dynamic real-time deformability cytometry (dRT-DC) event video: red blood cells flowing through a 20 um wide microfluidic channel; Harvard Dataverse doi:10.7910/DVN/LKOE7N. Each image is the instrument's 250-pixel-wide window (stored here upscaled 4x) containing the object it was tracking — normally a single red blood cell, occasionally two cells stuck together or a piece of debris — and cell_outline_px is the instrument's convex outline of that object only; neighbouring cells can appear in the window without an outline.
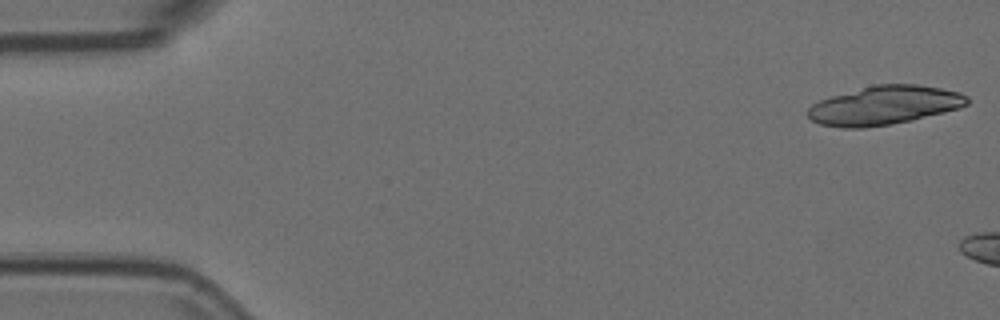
{"species": "Egyptian fruit bat (a non-hibernating species)", "species_latin": "Rousettus aegyptiacus", "temperature_condition": "room temperature", "stored_images_in_passage": 6, "camera_frame_rate_fps": 3000, "um_per_image_px": 0.085, "animal": {"sex": "female"}, "frame": {"image": 1, "passage_image": 1, "time_ms": 0.0, "image_size_px": [1000, 320], "cell_outline_px": [[968, 104], [960, 108], [912, 120], [892, 124], [864, 128], [844, 128], [820, 124], [812, 120], [808, 116], [808, 108], [812, 104], [820, 100], [832, 96], [872, 84], [916, 84], [940, 88], [960, 92], [968, 96]], "centroid_in_image_um": [75.18, 8.95], "position_along_channel_um": 9.8, "area_um2": 36.07}}